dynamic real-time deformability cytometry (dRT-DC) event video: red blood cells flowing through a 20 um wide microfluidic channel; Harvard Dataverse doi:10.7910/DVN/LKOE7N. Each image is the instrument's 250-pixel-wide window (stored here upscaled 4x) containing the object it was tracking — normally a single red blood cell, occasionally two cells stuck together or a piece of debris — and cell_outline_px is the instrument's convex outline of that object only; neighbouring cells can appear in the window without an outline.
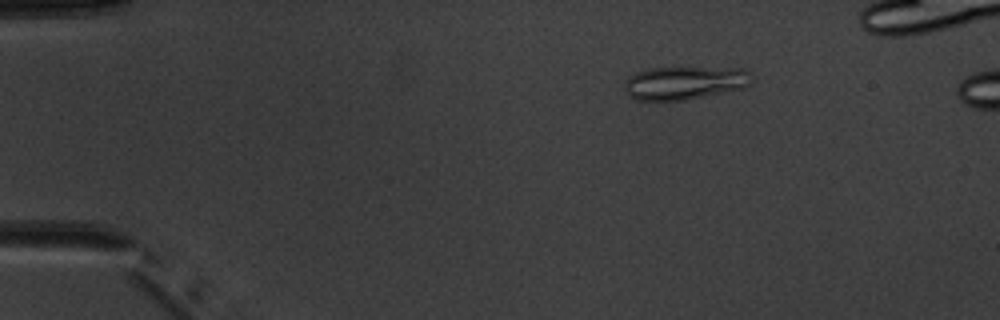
{"species": "common noctule bat (a hibernating species)", "species_latin": "Nyctalus noctula", "temperature_condition": "warm", "stored_images_in_passage": 3, "camera_frame_rate_fps": 3000, "um_per_image_px": 0.085, "animal": {"sex": "male", "body_mass_g": 20.1, "forearm_length_mm": 53.5}, "frame": {"image": 1, "passage_image": 1, "time_ms": 0.0, "image_size_px": [1000, 320], "cell_outline_px": [[756, 76], [744, 88], [684, 100], [636, 100], [628, 96], [624, 92], [624, 80], [628, 76], [636, 72], [648, 68], [744, 68]], "centroid_in_image_um": [58.18, 7.04], "position_along_channel_um": 26.8, "area_um2": 24.91}}